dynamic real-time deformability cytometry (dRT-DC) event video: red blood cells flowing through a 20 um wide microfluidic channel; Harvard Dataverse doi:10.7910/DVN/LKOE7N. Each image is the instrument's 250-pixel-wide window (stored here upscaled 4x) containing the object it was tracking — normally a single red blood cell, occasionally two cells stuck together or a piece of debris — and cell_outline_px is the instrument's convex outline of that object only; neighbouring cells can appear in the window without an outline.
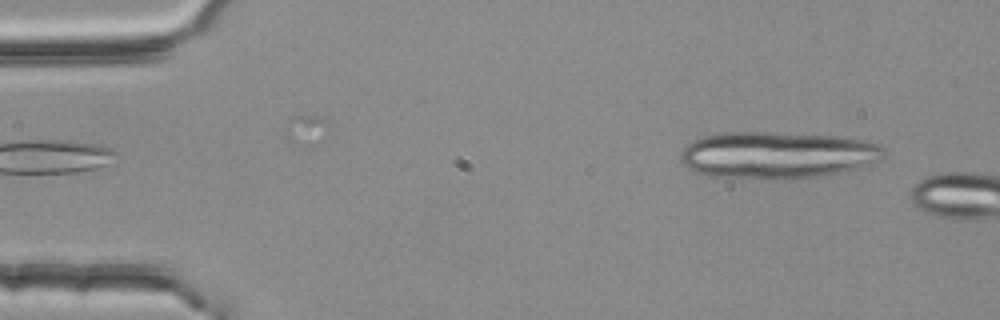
{"species": "common noctule bat (a hibernating species)", "species_latin": "Nyctalus noctula", "temperature_condition": "room temperature", "stored_images_in_passage": 2, "camera_frame_rate_fps": 3000, "um_per_image_px": 0.085, "animal": {"sex": "female", "body_mass_g": 25.1}, "frame": {"image": 1, "passage_image": 1, "time_ms": 0.0, "image_size_px": [1000, 320], "cell_outline_px": [[888, 152], [884, 160], [872, 164], [840, 172], [816, 176], [716, 176], [696, 172], [688, 168], [680, 160], [680, 152], [692, 140], [704, 136], [724, 132], [764, 132], [836, 136], [864, 140], [880, 144]], "centroid_in_image_um": [66.14, 13.12], "position_along_channel_um": 18.9, "area_um2": 54.45}}